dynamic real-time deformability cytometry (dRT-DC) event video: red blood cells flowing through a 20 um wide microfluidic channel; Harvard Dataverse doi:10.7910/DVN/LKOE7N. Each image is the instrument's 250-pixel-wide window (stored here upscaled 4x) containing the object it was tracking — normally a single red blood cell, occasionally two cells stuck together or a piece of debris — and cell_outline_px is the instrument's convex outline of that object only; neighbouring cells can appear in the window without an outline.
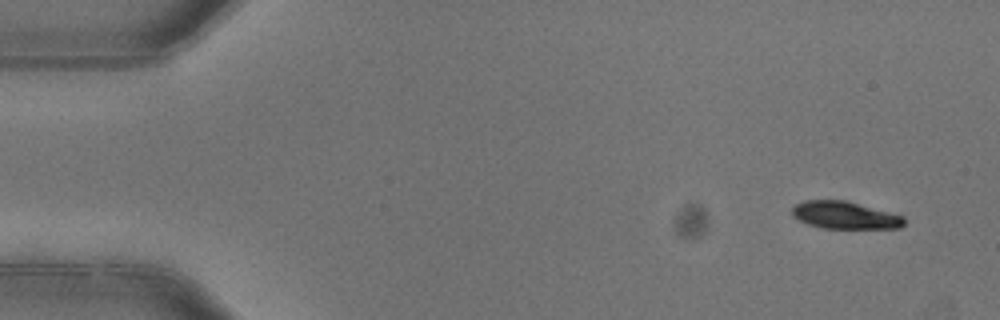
{"species": "common noctule bat (a hibernating species)", "species_latin": "Nyctalus noctula", "temperature_condition": "warm", "stored_images_in_passage": 6, "camera_frame_rate_fps": 3000, "um_per_image_px": 0.085, "animal": {"sex": "female"}, "frame": {"image": 1, "passage_image": 1, "time_ms": 0.0, "image_size_px": [1000, 320], "cell_outline_px": [[904, 224], [900, 228], [824, 228], [808, 224], [792, 216], [792, 208], [796, 204], [804, 200], [844, 200], [904, 216]], "centroid_in_image_um": [71.8, 18.29], "position_along_channel_um": 13.2, "area_um2": 17.69}}